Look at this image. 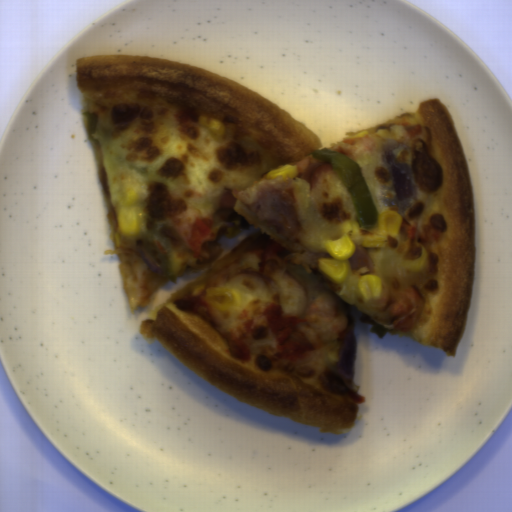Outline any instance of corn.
I'll list each match as a JSON object with an SVG mask.
<instances>
[{
  "mask_svg": "<svg viewBox=\"0 0 512 512\" xmlns=\"http://www.w3.org/2000/svg\"><path fill=\"white\" fill-rule=\"evenodd\" d=\"M402 217L399 211L386 210L379 214L374 228H362L360 222L345 220L343 235L324 242L330 257L319 260V270L335 282L343 281L351 270L350 259L356 247L380 248L386 239L397 235Z\"/></svg>",
  "mask_w": 512,
  "mask_h": 512,
  "instance_id": "obj_1",
  "label": "corn"
},
{
  "mask_svg": "<svg viewBox=\"0 0 512 512\" xmlns=\"http://www.w3.org/2000/svg\"><path fill=\"white\" fill-rule=\"evenodd\" d=\"M137 196L133 185L127 182L120 185L117 195L118 204L115 209L116 222L119 234L127 237H132L139 231L134 210Z\"/></svg>",
  "mask_w": 512,
  "mask_h": 512,
  "instance_id": "obj_2",
  "label": "corn"
},
{
  "mask_svg": "<svg viewBox=\"0 0 512 512\" xmlns=\"http://www.w3.org/2000/svg\"><path fill=\"white\" fill-rule=\"evenodd\" d=\"M214 307L222 312L237 311L240 304V293L236 289L214 288Z\"/></svg>",
  "mask_w": 512,
  "mask_h": 512,
  "instance_id": "obj_3",
  "label": "corn"
},
{
  "mask_svg": "<svg viewBox=\"0 0 512 512\" xmlns=\"http://www.w3.org/2000/svg\"><path fill=\"white\" fill-rule=\"evenodd\" d=\"M358 290L362 301L381 299L383 292L381 279L373 274H365L358 281Z\"/></svg>",
  "mask_w": 512,
  "mask_h": 512,
  "instance_id": "obj_4",
  "label": "corn"
},
{
  "mask_svg": "<svg viewBox=\"0 0 512 512\" xmlns=\"http://www.w3.org/2000/svg\"><path fill=\"white\" fill-rule=\"evenodd\" d=\"M298 174V169L295 165H283L276 167L274 170H269L266 179L274 180L276 183H282L284 181L293 179Z\"/></svg>",
  "mask_w": 512,
  "mask_h": 512,
  "instance_id": "obj_5",
  "label": "corn"
},
{
  "mask_svg": "<svg viewBox=\"0 0 512 512\" xmlns=\"http://www.w3.org/2000/svg\"><path fill=\"white\" fill-rule=\"evenodd\" d=\"M428 256H429V254H428L426 248L424 247V248H422V252H421L419 258L402 261L400 266H401V268H403L409 272H417L419 270H422L426 266Z\"/></svg>",
  "mask_w": 512,
  "mask_h": 512,
  "instance_id": "obj_6",
  "label": "corn"
},
{
  "mask_svg": "<svg viewBox=\"0 0 512 512\" xmlns=\"http://www.w3.org/2000/svg\"><path fill=\"white\" fill-rule=\"evenodd\" d=\"M208 131L211 134H214L216 136H222L224 132V125L223 122H220L218 120H212L208 123Z\"/></svg>",
  "mask_w": 512,
  "mask_h": 512,
  "instance_id": "obj_7",
  "label": "corn"
},
{
  "mask_svg": "<svg viewBox=\"0 0 512 512\" xmlns=\"http://www.w3.org/2000/svg\"><path fill=\"white\" fill-rule=\"evenodd\" d=\"M326 357L331 363L338 362L339 360L338 352L334 351L327 352Z\"/></svg>",
  "mask_w": 512,
  "mask_h": 512,
  "instance_id": "obj_8",
  "label": "corn"
},
{
  "mask_svg": "<svg viewBox=\"0 0 512 512\" xmlns=\"http://www.w3.org/2000/svg\"><path fill=\"white\" fill-rule=\"evenodd\" d=\"M368 132L369 131H367V130H363V131L357 133L356 135H354L352 139L365 137L368 134Z\"/></svg>",
  "mask_w": 512,
  "mask_h": 512,
  "instance_id": "obj_9",
  "label": "corn"
}]
</instances>
